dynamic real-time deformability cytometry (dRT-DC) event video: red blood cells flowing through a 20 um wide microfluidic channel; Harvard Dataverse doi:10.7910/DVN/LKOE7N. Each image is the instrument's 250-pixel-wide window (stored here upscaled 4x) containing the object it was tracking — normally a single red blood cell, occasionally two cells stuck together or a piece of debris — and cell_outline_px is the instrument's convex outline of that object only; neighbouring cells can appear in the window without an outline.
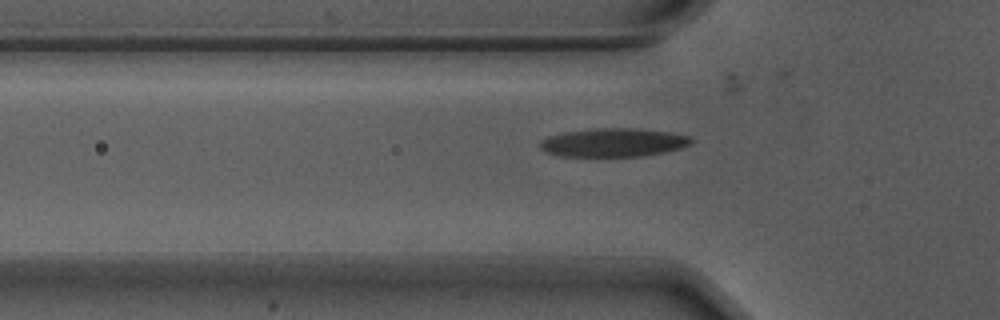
{"species": "Egyptian fruit bat (a non-hibernating species)", "species_latin": "Rousettus aegyptiacus", "temperature_condition": "warm", "stored_images_in_passage": 30, "camera_frame_rate_fps": 3000, "um_per_image_px": 0.085, "animal": {"sex": "male"}, "frame": {"image": 1, "passage_image": 4, "time_ms": 1.0, "image_size_px": [1000, 320], "cell_outline_px": [[692, 144], [680, 148], [664, 152], [640, 156], [560, 156], [548, 152], [540, 148], [540, 140], [548, 136], [564, 132], [596, 128], [636, 128], [668, 132], [688, 136], [692, 140]], "centroid_in_image_um": [52.12, 12.11], "position_along_channel_um": 73.7, "area_um2": 24.97}}
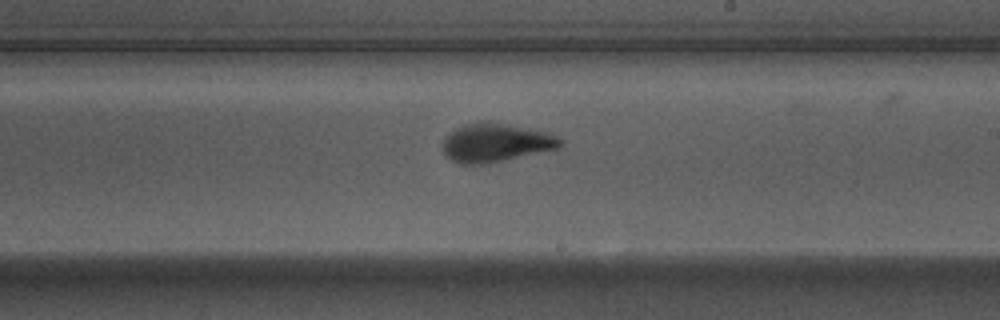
{"frame": {"image": 2, "passage_image": 18, "time_ms": 5.667, "image_size_px": [1000, 320], "cell_outline_px": [[564, 144], [560, 148], [504, 160], [484, 164], [460, 164], [452, 160], [444, 152], [444, 136], [456, 128], [464, 124], [480, 120], [548, 132], [564, 140]], "centroid_in_image_um": [42.15, 12.12], "position_along_channel_um": 246.8, "area_um2": 26.3}}
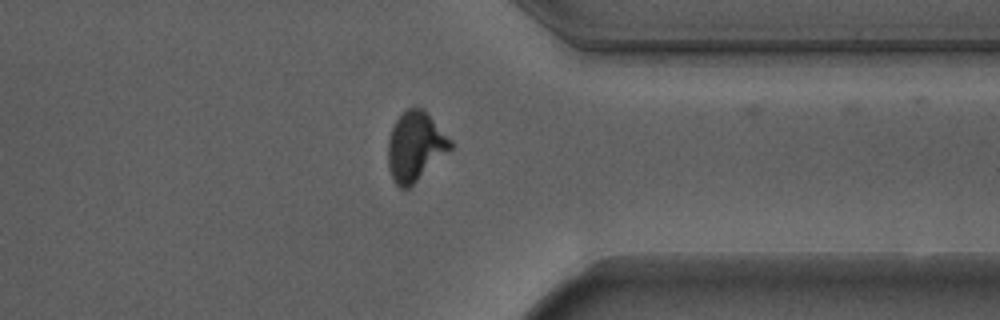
{"frame": {"image": 3, "passage_image": 29, "time_ms": 9.333, "image_size_px": [1000, 320], "cell_outline_px": [[452, 148], [408, 188], [400, 188], [396, 184], [388, 168], [388, 140], [392, 128], [396, 120], [408, 108], [424, 108], [452, 140]], "centroid_in_image_um": [35.3, 12.42], "position_along_channel_um": 376.1, "area_um2": 24.91}}